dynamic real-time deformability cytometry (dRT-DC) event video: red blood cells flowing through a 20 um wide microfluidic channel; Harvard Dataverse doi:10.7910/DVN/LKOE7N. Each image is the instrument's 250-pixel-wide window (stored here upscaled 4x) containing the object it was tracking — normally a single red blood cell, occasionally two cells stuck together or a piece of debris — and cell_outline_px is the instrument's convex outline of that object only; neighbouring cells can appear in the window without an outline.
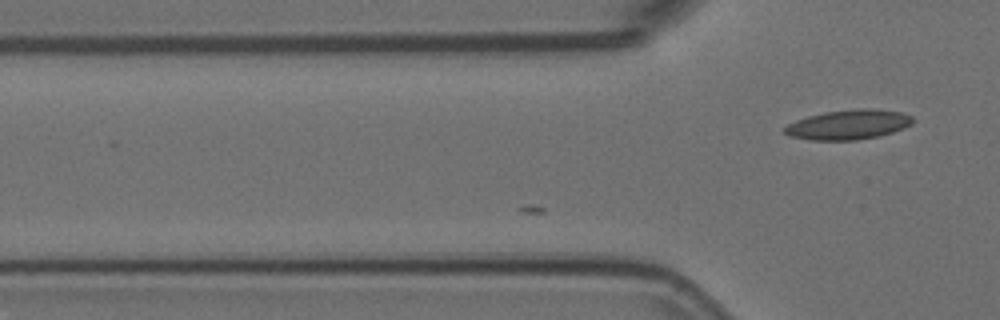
{"species": "Egyptian fruit bat (a non-hibernating species)", "species_latin": "Rousettus aegyptiacus", "temperature_condition": "room temperature", "stored_images_in_passage": 2, "camera_frame_rate_fps": 3000, "um_per_image_px": 0.085, "animal": {"sex": "female"}, "frame": {"image": 1, "passage_image": 2, "time_ms": 0.333, "image_size_px": [1000, 320], "cell_outline_px": [[916, 120], [912, 124], [904, 128], [892, 132], [876, 136], [856, 140], [812, 140], [788, 136], [784, 132], [784, 128], [788, 124], [796, 120], [808, 116], [824, 112], [860, 108], [868, 108], [904, 112], [912, 116]], "centroid_in_image_um": [72.14, 10.58], "position_along_channel_um": 53.7, "area_um2": 22.25}}